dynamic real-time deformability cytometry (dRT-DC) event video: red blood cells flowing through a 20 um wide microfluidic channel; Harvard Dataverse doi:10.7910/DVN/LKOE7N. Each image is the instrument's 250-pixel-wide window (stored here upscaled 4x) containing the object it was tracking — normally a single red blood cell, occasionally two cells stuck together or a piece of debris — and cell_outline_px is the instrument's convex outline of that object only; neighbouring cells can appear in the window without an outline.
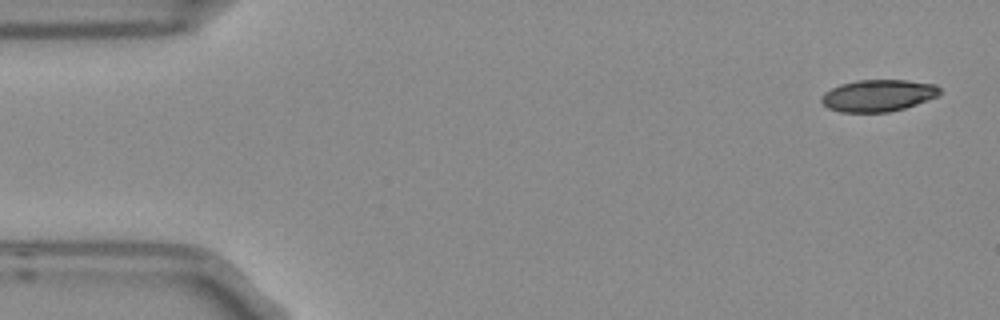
{"species": "Egyptian fruit bat (a non-hibernating species)", "species_latin": "Rousettus aegyptiacus", "temperature_condition": "room temperature", "stored_images_in_passage": 5, "camera_frame_rate_fps": 3000, "um_per_image_px": 0.085, "frame": {"image": 1, "passage_image": 1, "time_ms": 0.0, "image_size_px": [1000, 320], "cell_outline_px": [[940, 96], [904, 108], [888, 112], [840, 112], [828, 108], [820, 100], [820, 96], [824, 92], [840, 84], [856, 80], [908, 80], [936, 84], [940, 88]], "centroid_in_image_um": [74.65, 8.11], "position_along_channel_um": 10.4, "area_um2": 22.14}}
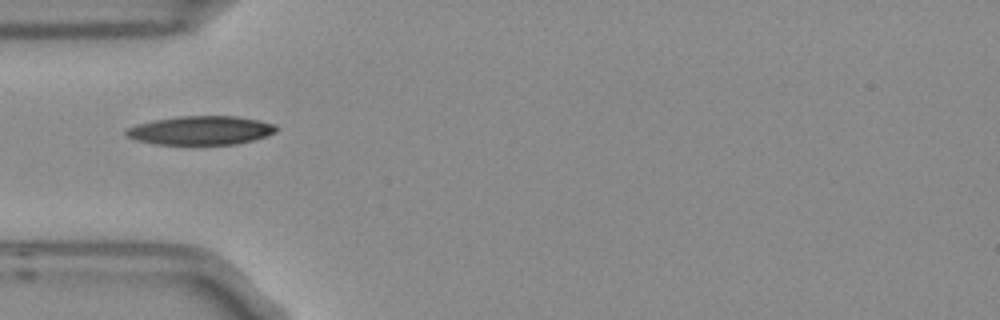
{"frame": {"image": 2, "passage_image": 5, "time_ms": 1.333, "image_size_px": [1000, 320], "cell_outline_px": [[280, 128], [276, 132], [252, 140], [236, 144], [156, 144], [136, 140], [124, 136], [124, 128], [136, 124], [152, 120], [176, 116], [236, 116], [260, 120], [276, 124]], "centroid_in_image_um": [17.03, 11.07], "position_along_channel_um": 68.0, "area_um2": 25.49}}